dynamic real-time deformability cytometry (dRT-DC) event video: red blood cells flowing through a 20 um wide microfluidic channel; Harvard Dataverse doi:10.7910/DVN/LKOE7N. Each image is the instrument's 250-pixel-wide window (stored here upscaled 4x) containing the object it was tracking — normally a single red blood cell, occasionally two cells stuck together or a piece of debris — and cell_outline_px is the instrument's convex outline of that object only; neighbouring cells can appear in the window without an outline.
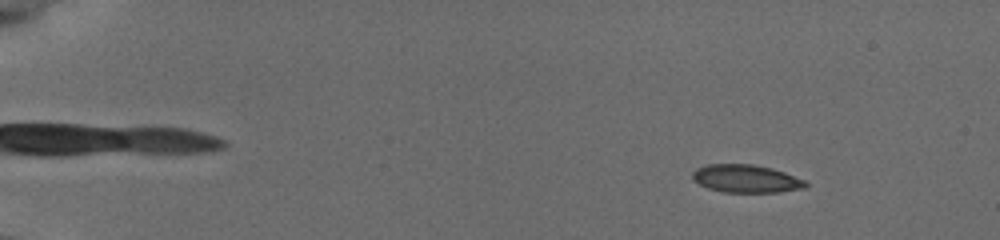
{"species": "common noctule bat (a hibernating species)", "species_latin": "Nyctalus noctula", "temperature_condition": "cold", "stored_images_in_passage": 55, "camera_frame_rate_fps": 3000, "um_per_image_px": 0.085, "animal": {"sex": "female", "body_mass_g": 19.5, "forearm_length_mm": 54.1}, "frame": {"image": 1, "passage_image": 7, "time_ms": 2.0, "image_size_px": [1000, 240], "cell_outline_px": [[808, 184], [804, 188], [776, 192], [724, 192], [708, 188], [700, 184], [692, 176], [692, 172], [696, 168], [708, 164], [752, 164], [772, 168], [784, 172], [804, 180]], "centroid_in_image_um": [63.41, 15.18], "position_along_channel_um": 21.6, "area_um2": 18.21}}
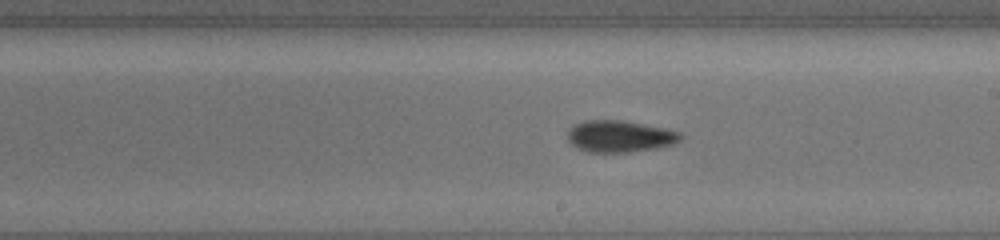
{"frame": {"image": 2, "passage_image": 34, "time_ms": 11.0, "image_size_px": [1000, 240], "cell_outline_px": [[680, 140], [672, 144], [656, 148], [628, 152], [588, 152], [572, 144], [568, 140], [568, 128], [572, 124], [584, 120], [620, 120], [664, 128], [680, 132]], "centroid_in_image_um": [52.62, 11.58], "position_along_channel_um": 236.4, "area_um2": 20.69}}
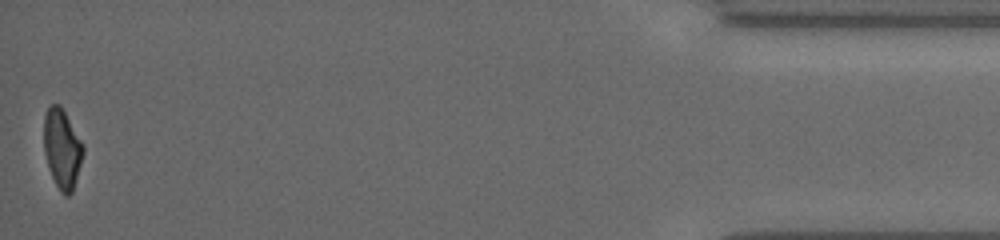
{"frame": {"image": 3, "passage_image": 55, "time_ms": 18.0, "image_size_px": [1000, 240], "cell_outline_px": [[84, 152], [72, 192], [68, 196], [64, 196], [60, 192], [52, 176], [44, 152], [44, 116], [48, 108], [52, 104], [60, 104], [84, 144]], "centroid_in_image_um": [5.29, 12.63], "position_along_channel_um": 429.9, "area_um2": 18.09}, "authors_computed_cell_mechanics": {"area_um2": 19.1318, "velocity_mm_per_s": 3.8415, "shape_relaxation_time_tau1_ms": 2.8681, "shape_relaxation_time_tau2_ms": 2.884, "deformation_change_tau1": 0.0909, "deformation_change_tau2": 0.0627}}